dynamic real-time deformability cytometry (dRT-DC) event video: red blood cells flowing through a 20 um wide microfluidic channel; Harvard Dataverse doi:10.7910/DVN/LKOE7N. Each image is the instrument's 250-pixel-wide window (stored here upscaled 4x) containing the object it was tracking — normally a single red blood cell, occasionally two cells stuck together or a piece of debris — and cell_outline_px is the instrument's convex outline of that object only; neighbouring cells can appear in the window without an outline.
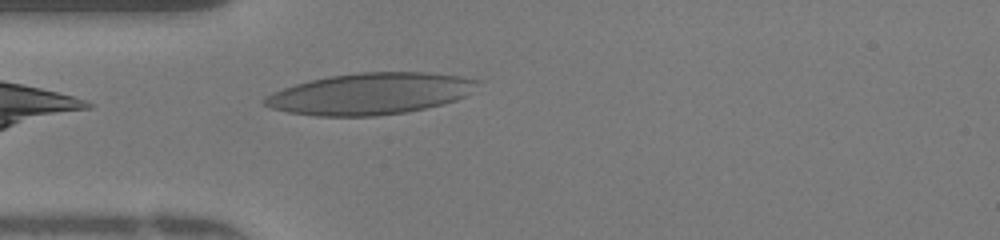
{"species": "human", "species_latin": "Homo sapiens", "temperature_condition": "warm", "stored_images_in_passage": 30, "camera_frame_rate_fps": 3000, "um_per_image_px": 0.085, "donor": {"sex": "female"}, "frame": {"image": 1, "passage_image": 1, "time_ms": 0.0, "image_size_px": [1000, 240], "cell_outline_px": [[480, 80], [464, 96], [456, 100], [424, 108], [404, 112], [376, 116], [316, 116], [288, 112], [272, 108], [264, 104], [264, 96], [272, 92], [296, 84], [312, 80], [332, 76], [360, 72], [424, 72], [460, 76]], "centroid_in_image_um": [31.43, 7.97], "position_along_channel_um": 53.6, "area_um2": 50.81}}
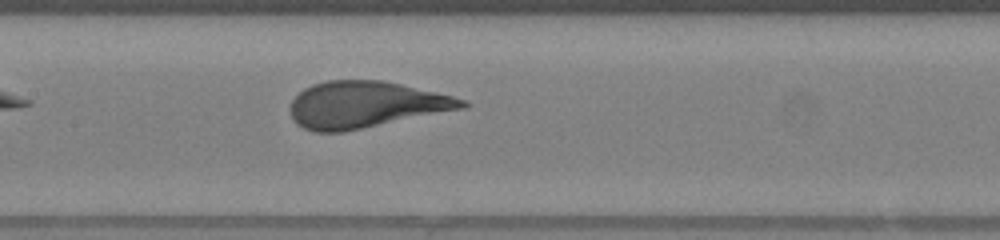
{"frame": {"image": 2, "passage_image": 10, "time_ms": 3.0, "image_size_px": [1000, 240], "cell_outline_px": [[468, 104], [464, 108], [344, 132], [316, 132], [304, 128], [296, 124], [292, 116], [292, 100], [304, 88], [312, 84], [328, 80], [380, 80], [400, 84], [452, 96], [464, 100]], "centroid_in_image_um": [31.04, 8.9], "position_along_channel_um": 176.4, "area_um2": 46.07}}
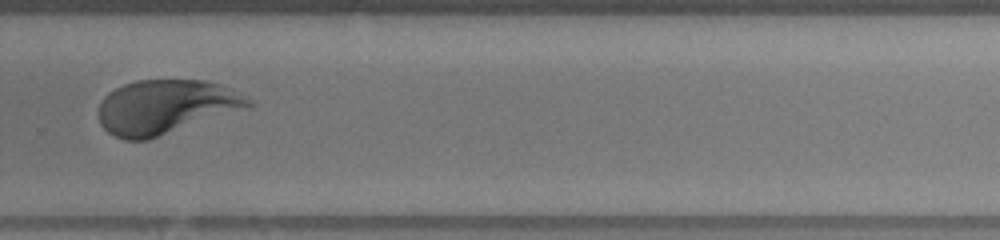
{"frame": {"image": 3, "passage_image": 20, "time_ms": 6.333, "image_size_px": [1000, 240], "cell_outline_px": [[252, 104], [148, 140], [124, 140], [108, 132], [100, 124], [100, 104], [104, 96], [108, 92], [124, 84], [136, 80], [204, 80], [220, 84], [252, 100]], "centroid_in_image_um": [13.99, 9.07], "position_along_channel_um": 315.8, "area_um2": 46.12}}